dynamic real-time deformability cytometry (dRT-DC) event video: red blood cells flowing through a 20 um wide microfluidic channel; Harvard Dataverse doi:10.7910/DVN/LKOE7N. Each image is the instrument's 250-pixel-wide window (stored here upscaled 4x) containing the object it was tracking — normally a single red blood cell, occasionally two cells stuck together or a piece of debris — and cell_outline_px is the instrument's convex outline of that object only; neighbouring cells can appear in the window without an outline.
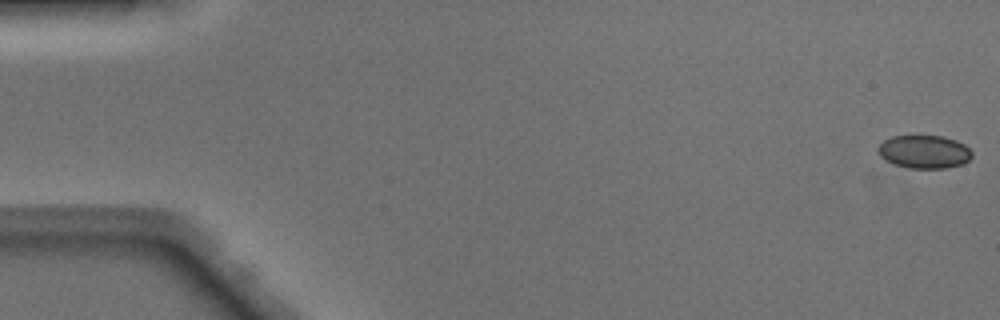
{"species": "Egyptian fruit bat (a non-hibernating species)", "species_latin": "Rousettus aegyptiacus", "temperature_condition": "warm", "stored_images_in_passage": 49, "camera_frame_rate_fps": 3000, "um_per_image_px": 0.085, "animal": {"sex": "male"}, "frame": {"image": 1, "passage_image": 1, "time_ms": 0.0, "image_size_px": [1000, 320], "cell_outline_px": [[972, 156], [968, 160], [960, 164], [944, 168], [908, 168], [896, 164], [880, 156], [880, 144], [884, 140], [892, 136], [944, 136], [956, 140], [964, 144], [972, 152]], "centroid_in_image_um": [78.59, 12.89], "position_along_channel_um": 6.4, "area_um2": 17.8}}
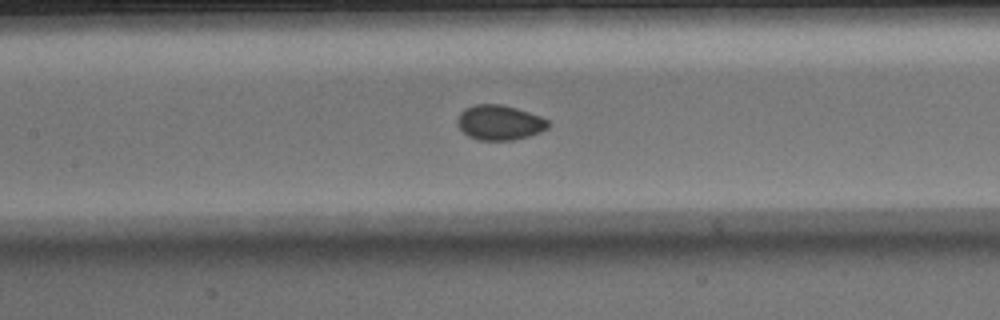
{"frame": {"image": 2, "passage_image": 23, "time_ms": 7.333, "image_size_px": [1000, 320], "cell_outline_px": [[548, 128], [540, 132], [528, 136], [512, 140], [480, 140], [468, 136], [456, 124], [456, 120], [460, 112], [464, 108], [476, 104], [500, 104], [516, 108], [540, 116], [548, 120]], "centroid_in_image_um": [42.43, 10.41], "position_along_channel_um": 165.0, "area_um2": 18.44}}
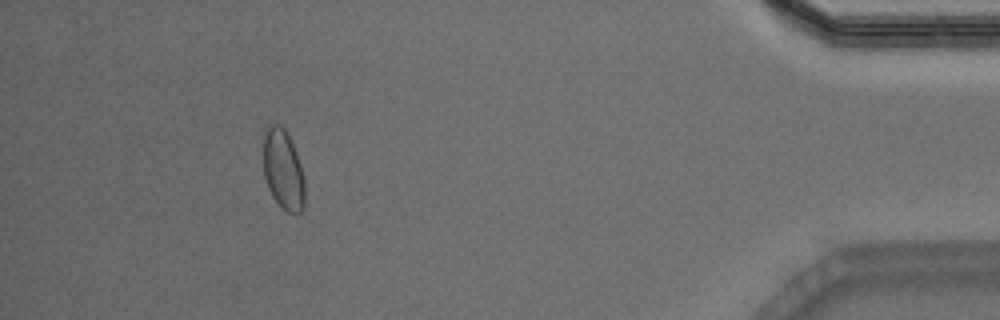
{"frame": {"image": 3, "passage_image": 45, "time_ms": 14.667, "image_size_px": [1000, 320], "cell_outline_px": [[304, 204], [300, 212], [288, 212], [272, 196], [268, 188], [264, 176], [264, 132], [272, 124], [276, 124], [284, 128], [296, 152], [300, 164], [304, 180]], "centroid_in_image_um": [24.06, 14.42], "position_along_channel_um": 411.1, "area_um2": 18.84}, "authors_computed_cell_mechanics": {"area_um2": 18.4382, "velocity_mm_per_s": 4.1475, "shape_relaxation_time_tau1_ms": 2.0232, "shape_relaxation_time_tau2_ms": null, "deformation_change_tau1": 0.0466, "deformation_change_tau2": null}}